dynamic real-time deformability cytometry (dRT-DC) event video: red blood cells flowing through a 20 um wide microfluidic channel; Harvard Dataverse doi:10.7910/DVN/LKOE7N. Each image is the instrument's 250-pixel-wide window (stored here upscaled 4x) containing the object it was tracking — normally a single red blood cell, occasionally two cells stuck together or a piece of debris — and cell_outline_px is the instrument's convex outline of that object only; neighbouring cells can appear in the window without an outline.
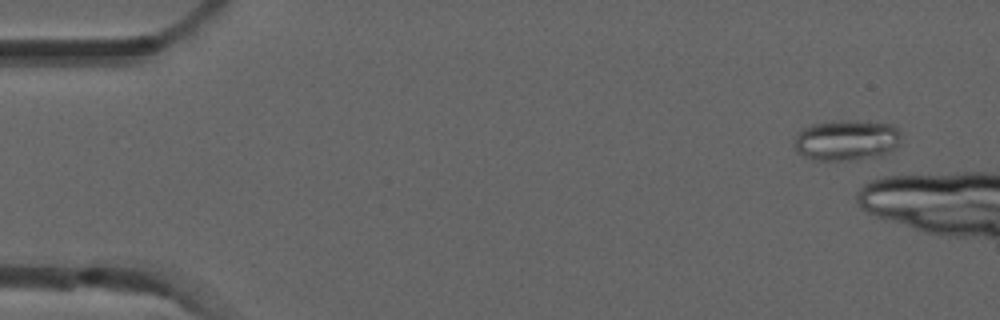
{"species": "common noctule bat (a hibernating species)", "species_latin": "Nyctalus noctula", "temperature_condition": "room temperature", "stored_images_in_passage": 6, "segment_of_instrument_passage": [2, 2], "camera_frame_rate_fps": 3000, "um_per_image_px": 0.085, "animal": {"sex": "male", "forearm_length_mm": 52.5}, "frame": {"image": 1, "passage_image": 6, "time_ms": 1.667, "image_size_px": [1000, 320], "cell_outline_px": [[900, 144], [896, 148], [884, 156], [856, 160], [812, 160], [796, 152], [792, 144], [796, 132], [812, 124], [832, 120], [868, 120], [892, 124], [900, 132]], "centroid_in_image_um": [71.95, 11.91], "position_along_channel_um": 13.0, "area_um2": 26.36}}